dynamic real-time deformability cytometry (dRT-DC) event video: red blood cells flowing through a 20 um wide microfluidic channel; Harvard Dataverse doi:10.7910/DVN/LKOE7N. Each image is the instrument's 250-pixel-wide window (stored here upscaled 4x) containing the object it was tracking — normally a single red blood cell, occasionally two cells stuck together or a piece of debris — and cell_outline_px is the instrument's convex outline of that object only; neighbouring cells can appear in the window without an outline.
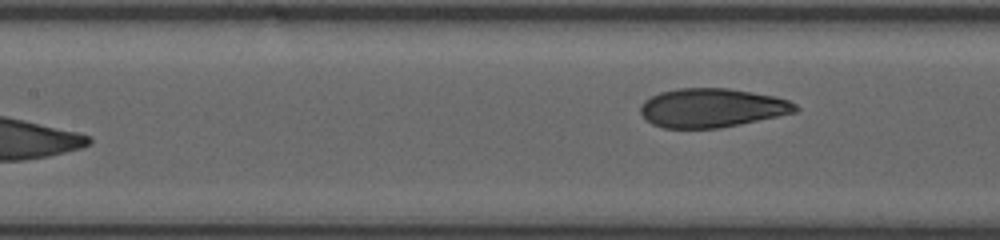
{"species": "human", "species_latin": "Homo sapiens", "temperature_condition": "room temperature", "stored_images_in_passage": 17, "segment_of_instrument_passage": [2, 2], "camera_frame_rate_fps": 3000, "um_per_image_px": 0.085, "donor": {"sex": "female"}, "frame": {"image": 1, "passage_image": 17, "time_ms": 6.667, "image_size_px": [1000, 240], "cell_outline_px": [[800, 108], [796, 112], [740, 124], [720, 128], [664, 128], [652, 124], [640, 112], [640, 104], [644, 100], [660, 92], [676, 88], [728, 88], [776, 96], [788, 100], [796, 104]], "centroid_in_image_um": [60.51, 9.16], "position_along_channel_um": 146.9, "area_um2": 35.2}}